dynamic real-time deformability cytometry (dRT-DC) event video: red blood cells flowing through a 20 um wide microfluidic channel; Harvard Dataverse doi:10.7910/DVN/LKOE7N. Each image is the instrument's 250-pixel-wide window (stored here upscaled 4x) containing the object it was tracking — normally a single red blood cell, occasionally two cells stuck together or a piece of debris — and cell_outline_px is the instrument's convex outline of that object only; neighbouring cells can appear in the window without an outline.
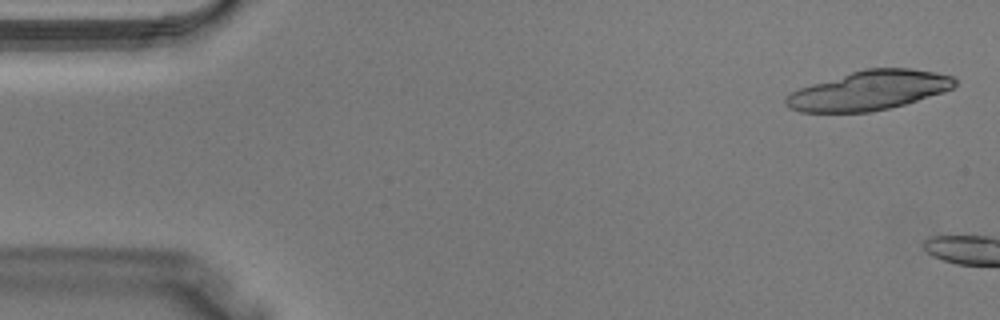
{"species": "Egyptian fruit bat (a non-hibernating species)", "species_latin": "Rousettus aegyptiacus", "temperature_condition": "warm", "stored_images_in_passage": 7, "camera_frame_rate_fps": 3000, "um_per_image_px": 0.085, "animal": {"sex": "male"}, "frame": {"image": 1, "passage_image": 1, "time_ms": 0.0, "image_size_px": [1000, 320], "cell_outline_px": [[956, 84], [952, 88], [944, 92], [904, 104], [872, 112], [800, 112], [788, 108], [784, 104], [784, 100], [788, 92], [812, 84], [864, 68], [912, 68], [936, 72], [952, 76], [956, 80]], "centroid_in_image_um": [73.85, 7.69], "position_along_channel_um": 11.2, "area_um2": 38.73}}